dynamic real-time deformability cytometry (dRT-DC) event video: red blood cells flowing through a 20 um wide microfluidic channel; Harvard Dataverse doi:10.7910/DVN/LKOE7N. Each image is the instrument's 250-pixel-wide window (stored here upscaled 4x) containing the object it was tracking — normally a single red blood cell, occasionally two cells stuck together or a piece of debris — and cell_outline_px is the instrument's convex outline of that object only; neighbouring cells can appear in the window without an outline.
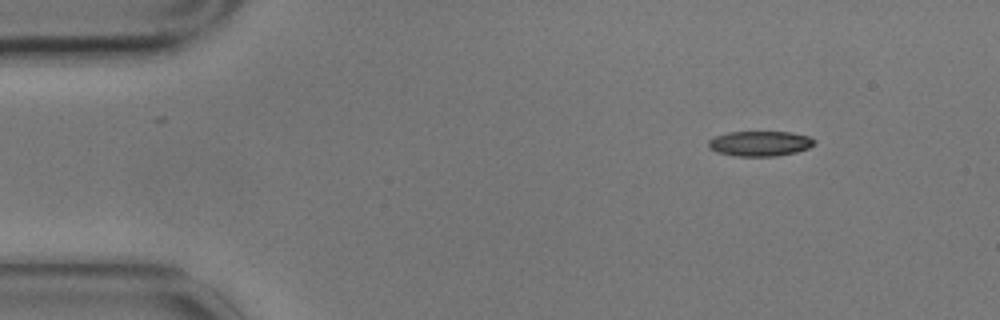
{"species": "common noctule bat (a hibernating species)", "species_latin": "Nyctalus noctula", "temperature_condition": "cold", "stored_images_in_passage": 3, "camera_frame_rate_fps": 3000, "um_per_image_px": 0.085, "animal": {"sex": "male", "body_mass_g": 17.9}, "frame": {"image": 1, "passage_image": 1, "time_ms": 0.0, "image_size_px": [1000, 320], "cell_outline_px": [[816, 144], [808, 148], [796, 152], [776, 156], [736, 156], [716, 152], [708, 148], [708, 140], [716, 136], [728, 132], [792, 132], [808, 136], [816, 140]], "centroid_in_image_um": [64.6, 12.2], "position_along_channel_um": 20.4, "area_um2": 15.61}}